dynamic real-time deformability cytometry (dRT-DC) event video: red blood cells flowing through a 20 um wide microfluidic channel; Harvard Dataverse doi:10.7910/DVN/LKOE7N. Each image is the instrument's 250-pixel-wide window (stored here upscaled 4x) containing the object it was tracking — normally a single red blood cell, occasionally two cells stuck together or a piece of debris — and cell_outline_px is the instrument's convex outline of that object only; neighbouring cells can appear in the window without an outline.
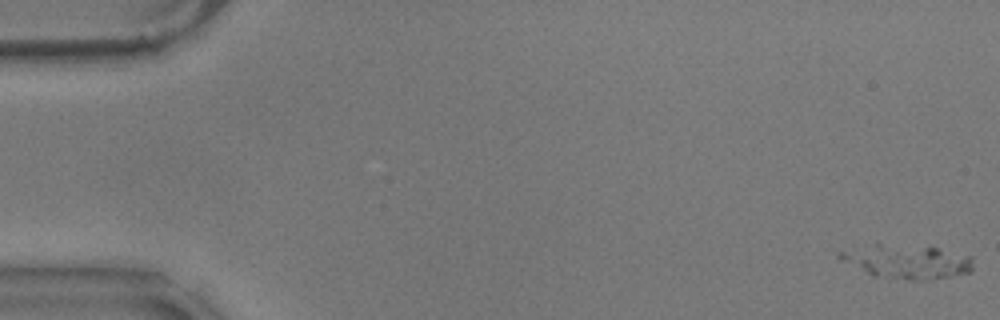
{"species": "common noctule bat (a hibernating species)", "species_latin": "Nyctalus noctula", "temperature_condition": "warm", "stored_images_in_passage": 11, "camera_frame_rate_fps": 3000, "um_per_image_px": 0.085, "animal": {"sex": "male", "body_mass_g": 17.9}, "frame": {"image": 1, "passage_image": 1, "time_ms": 0.0, "image_size_px": [1000, 320], "cell_outline_px": [[972, 268], [968, 272], [948, 276], [924, 280], [912, 280], [872, 276], [840, 260], [836, 256], [836, 252], [876, 244], [880, 244], [936, 248], [972, 256]], "centroid_in_image_um": [77.03, 22.24], "position_along_channel_um": 8.0, "area_um2": 25.84}}